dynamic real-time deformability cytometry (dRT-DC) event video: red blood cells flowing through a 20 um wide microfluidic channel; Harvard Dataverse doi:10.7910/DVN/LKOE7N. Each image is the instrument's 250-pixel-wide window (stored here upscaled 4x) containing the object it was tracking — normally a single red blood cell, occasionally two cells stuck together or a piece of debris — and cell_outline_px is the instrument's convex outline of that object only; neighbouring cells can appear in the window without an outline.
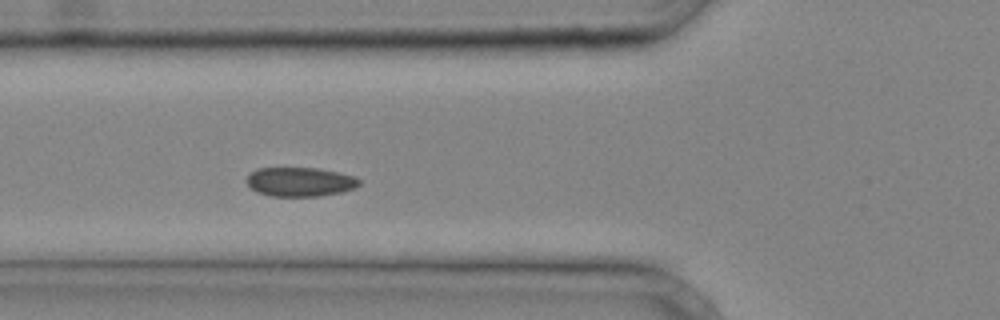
{"species": "common noctule bat (a hibernating species)", "species_latin": "Nyctalus noctula", "temperature_condition": "cold", "stored_images_in_passage": 36, "camera_frame_rate_fps": 3000, "um_per_image_px": 0.085, "animal": {"sex": "male", "body_mass_g": 20.4}, "frame": {"image": 1, "passage_image": 11, "time_ms": 3.333, "image_size_px": [1000, 320], "cell_outline_px": [[360, 184], [356, 188], [340, 192], [320, 196], [272, 196], [256, 192], [248, 184], [248, 176], [256, 168], [316, 168], [336, 172], [352, 176], [360, 180]], "centroid_in_image_um": [25.5, 15.46], "position_along_channel_um": 100.3, "area_um2": 18.9}}
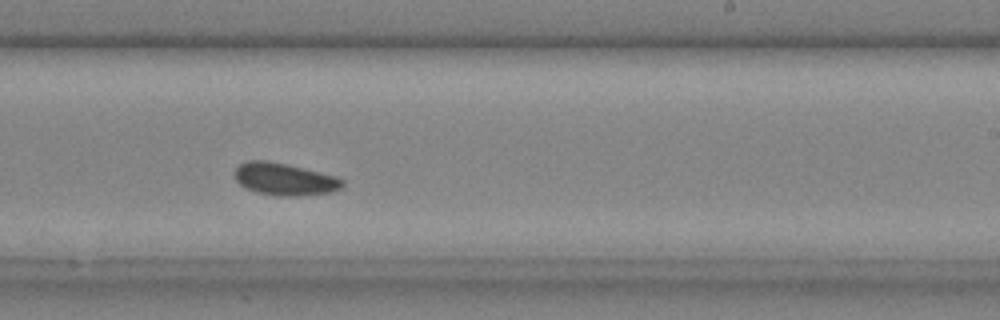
{"frame": {"image": 2, "passage_image": 21, "time_ms": 6.667, "image_size_px": [1000, 320], "cell_outline_px": [[344, 184], [340, 188], [332, 192], [296, 196], [276, 196], [256, 192], [240, 184], [236, 180], [236, 168], [240, 164], [248, 160], [264, 160], [284, 164], [336, 176], [344, 180]], "centroid_in_image_um": [24.2, 15.24], "position_along_channel_um": 264.8, "area_um2": 19.94}}